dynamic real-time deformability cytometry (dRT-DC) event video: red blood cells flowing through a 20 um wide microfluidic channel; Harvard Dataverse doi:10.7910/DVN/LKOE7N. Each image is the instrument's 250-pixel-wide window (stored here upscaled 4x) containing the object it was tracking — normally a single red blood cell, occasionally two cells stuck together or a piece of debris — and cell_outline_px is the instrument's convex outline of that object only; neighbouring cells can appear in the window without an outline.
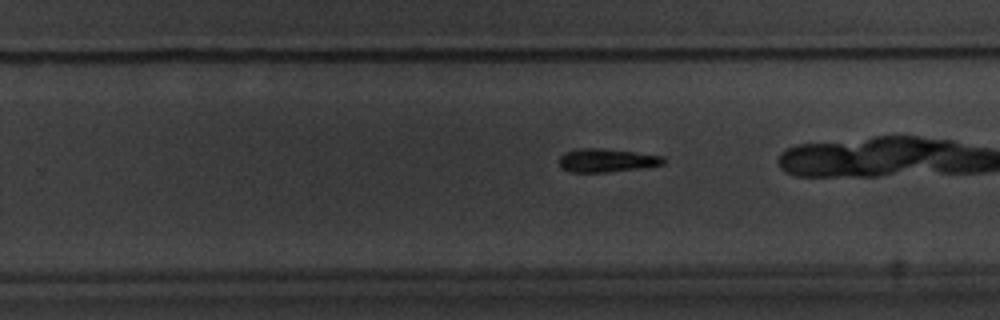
{"species": "common noctule bat (a hibernating species)", "species_latin": "Nyctalus noctula", "temperature_condition": "warm", "stored_images_in_passage": 33, "camera_frame_rate_fps": 3000, "um_per_image_px": 0.085, "animal": {"sex": "male", "body_mass_g": 20.1, "forearm_length_mm": 53.5}, "frame": {"image": 1, "passage_image": 24, "time_ms": 7.667, "image_size_px": [1000, 320], "cell_outline_px": [[664, 164], [640, 168], [608, 172], [572, 172], [560, 168], [560, 156], [564, 152], [576, 148], [600, 148], [664, 156]], "centroid_in_image_um": [51.52, 13.63], "position_along_channel_um": 278.3, "area_um2": 14.16}}